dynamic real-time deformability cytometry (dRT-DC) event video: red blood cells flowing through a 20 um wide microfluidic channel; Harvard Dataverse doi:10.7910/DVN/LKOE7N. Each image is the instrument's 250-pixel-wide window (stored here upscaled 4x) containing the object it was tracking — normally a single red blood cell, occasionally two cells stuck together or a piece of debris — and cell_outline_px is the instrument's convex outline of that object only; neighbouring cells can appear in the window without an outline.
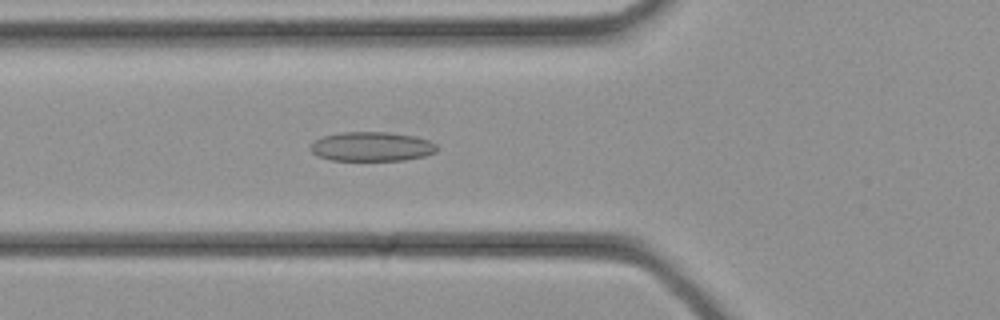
{"species": "common noctule bat (a hibernating species)", "species_latin": "Nyctalus noctula", "temperature_condition": "cold", "stored_images_in_passage": 27, "camera_frame_rate_fps": 3000, "um_per_image_px": 0.085, "animal": {"sex": "female", "body_mass_g": 21.9}, "frame": {"image": 1, "passage_image": 7, "time_ms": 2.0, "image_size_px": [1000, 320], "cell_outline_px": [[436, 152], [424, 156], [404, 160], [332, 160], [320, 156], [312, 152], [308, 148], [316, 140], [324, 136], [340, 132], [384, 132], [412, 136], [428, 140], [436, 144]], "centroid_in_image_um": [31.58, 12.46], "position_along_channel_um": 94.2, "area_um2": 21.33}}
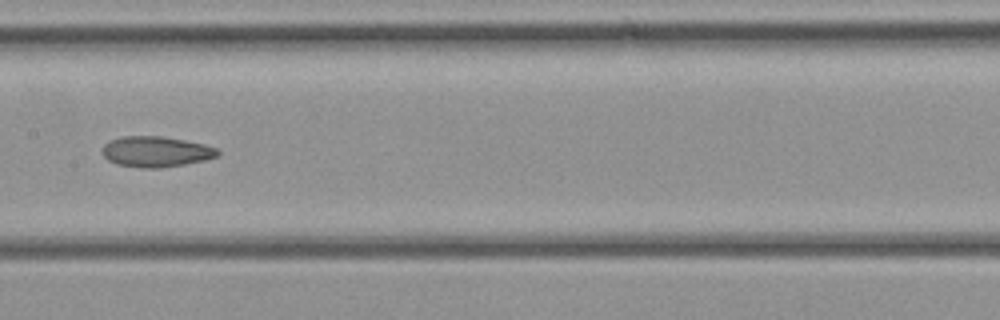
{"frame": {"image": 2, "passage_image": 12, "time_ms": 3.667, "image_size_px": [1000, 320], "cell_outline_px": [[220, 156], [204, 160], [184, 164], [160, 168], [144, 168], [116, 164], [108, 160], [100, 152], [104, 144], [108, 140], [124, 136], [160, 136], [184, 140], [204, 144], [216, 148], [220, 152]], "centroid_in_image_um": [13.23, 12.89], "position_along_channel_um": 194.2, "area_um2": 20.69}}
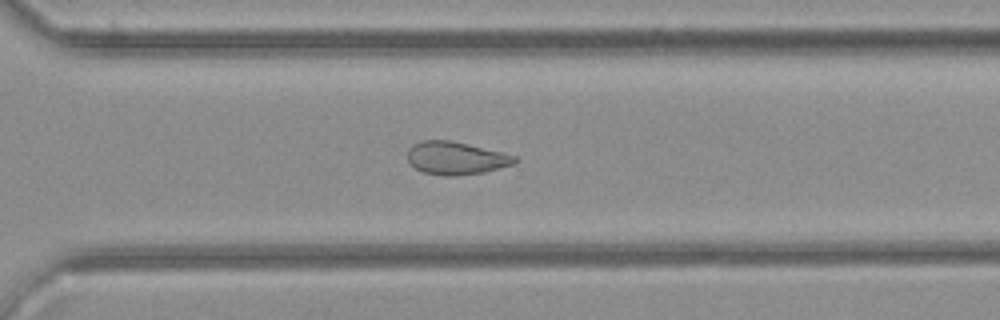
{"frame": {"image": 3, "passage_image": 19, "time_ms": 6.0, "image_size_px": [1000, 320], "cell_outline_px": [[520, 160], [516, 164], [484, 172], [456, 176], [444, 176], [424, 172], [416, 168], [408, 160], [408, 148], [412, 144], [420, 140], [448, 140], [468, 144], [516, 156]], "centroid_in_image_um": [38.77, 13.44], "position_along_channel_um": 331.8, "area_um2": 20.58}}